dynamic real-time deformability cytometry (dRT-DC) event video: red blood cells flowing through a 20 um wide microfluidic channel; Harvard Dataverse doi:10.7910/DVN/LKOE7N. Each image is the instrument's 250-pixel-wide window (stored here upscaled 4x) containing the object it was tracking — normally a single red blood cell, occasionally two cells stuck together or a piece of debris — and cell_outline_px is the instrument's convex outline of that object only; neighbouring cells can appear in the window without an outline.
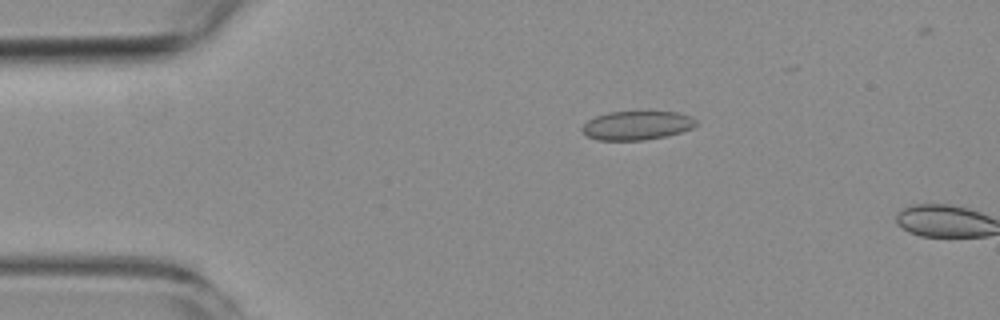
{"species": "common noctule bat (a hibernating species)", "species_latin": "Nyctalus noctula", "temperature_condition": "room temperature", "stored_images_in_passage": 4, "camera_frame_rate_fps": 3000, "um_per_image_px": 0.085, "animal": {"sex": "female", "body_mass_g": 19.3, "forearm_length_mm": 54.1}, "frame": {"image": 1, "passage_image": 3, "time_ms": 2.333, "image_size_px": [1000, 320], "cell_outline_px": [[696, 124], [692, 128], [680, 132], [664, 136], [644, 140], [596, 140], [588, 136], [580, 128], [588, 120], [596, 116], [608, 112], [676, 112], [692, 116], [696, 120]], "centroid_in_image_um": [54.12, 10.66], "position_along_channel_um": 30.9, "area_um2": 19.02}}